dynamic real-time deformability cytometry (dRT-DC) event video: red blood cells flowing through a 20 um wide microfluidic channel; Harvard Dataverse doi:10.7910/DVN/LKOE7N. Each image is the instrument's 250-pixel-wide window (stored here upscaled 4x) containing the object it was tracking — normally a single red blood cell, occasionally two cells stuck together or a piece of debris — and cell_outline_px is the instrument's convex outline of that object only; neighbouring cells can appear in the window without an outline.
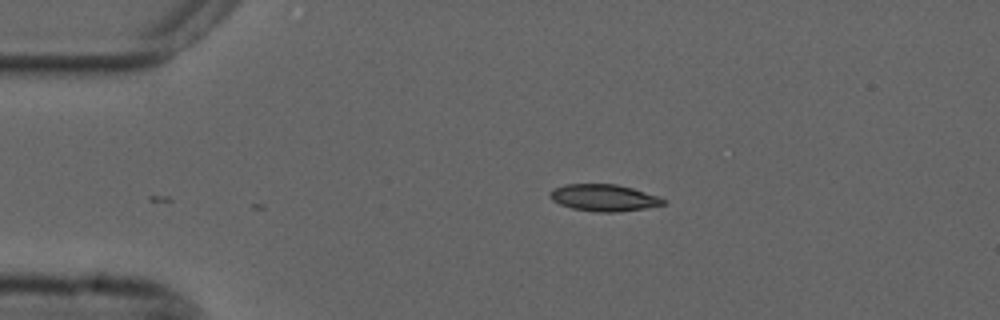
{"species": "common noctule bat (a hibernating species)", "species_latin": "Nyctalus noctula", "temperature_condition": "cold", "stored_images_in_passage": 2, "camera_frame_rate_fps": 3000, "um_per_image_px": 0.085, "animal": {"sex": "male", "forearm_length_mm": 52.5}, "frame": {"image": 1, "passage_image": 2, "time_ms": 0.333, "image_size_px": [1000, 320], "cell_outline_px": [[664, 204], [644, 208], [616, 212], [596, 212], [572, 208], [560, 204], [552, 200], [552, 192], [556, 188], [564, 184], [616, 184], [632, 188], [656, 196], [664, 200]], "centroid_in_image_um": [51.32, 16.81], "position_along_channel_um": 33.7, "area_um2": 17.22}}